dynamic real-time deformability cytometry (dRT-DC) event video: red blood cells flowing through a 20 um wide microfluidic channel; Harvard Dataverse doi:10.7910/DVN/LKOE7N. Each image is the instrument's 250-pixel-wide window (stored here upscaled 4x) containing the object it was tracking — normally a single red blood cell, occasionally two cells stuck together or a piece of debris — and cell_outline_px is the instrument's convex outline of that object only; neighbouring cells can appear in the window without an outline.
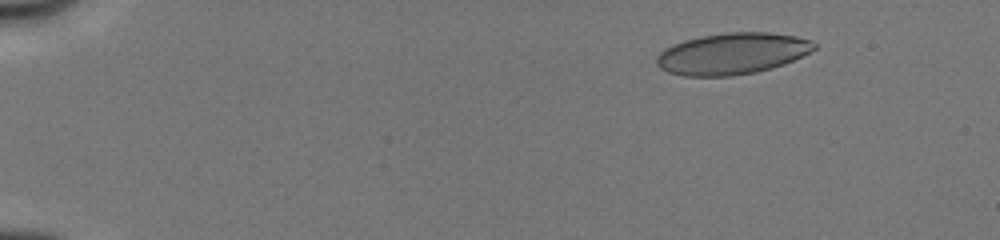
{"species": "human", "species_latin": "Homo sapiens", "temperature_condition": "cold", "stored_images_in_passage": 19, "camera_frame_rate_fps": 3000, "um_per_image_px": 0.085, "donor": {"sex": "male"}, "frame": {"image": 1, "passage_image": 6, "time_ms": 2.0, "image_size_px": [1000, 240], "cell_outline_px": [[816, 48], [812, 52], [784, 64], [772, 68], [756, 72], [732, 76], [684, 76], [668, 72], [660, 68], [656, 64], [656, 56], [664, 48], [672, 44], [684, 40], [700, 36], [728, 32], [768, 32], [796, 36], [812, 40], [816, 44]], "centroid_in_image_um": [62.24, 4.56], "position_along_channel_um": 22.8, "area_um2": 38.38}}
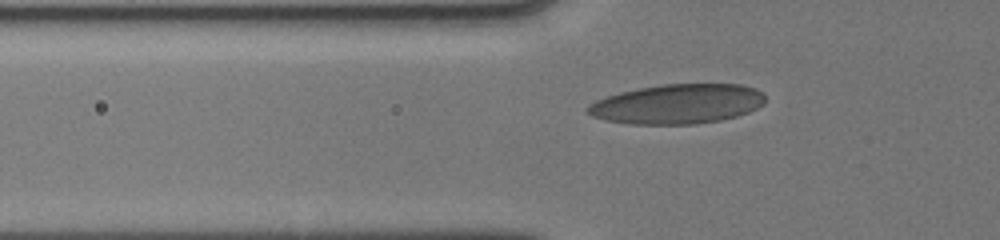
{"frame": {"image": 2, "passage_image": 17, "time_ms": 6.0, "image_size_px": [1000, 240], "cell_outline_px": [[764, 104], [748, 112], [736, 116], [720, 120], [696, 124], [628, 124], [608, 120], [592, 116], [584, 112], [584, 108], [588, 104], [596, 100], [620, 92], [660, 84], [740, 84], [756, 88], [764, 92]], "centroid_in_image_um": [57.57, 8.83], "position_along_channel_um": 68.2, "area_um2": 41.21}}
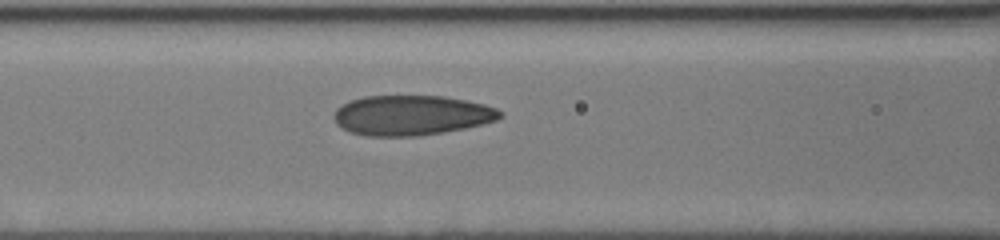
{"frame": {"image": 3, "passage_image": 19, "time_ms": 7.667, "image_size_px": [1000, 240], "cell_outline_px": [[504, 112], [496, 120], [484, 124], [444, 132], [420, 136], [368, 136], [348, 132], [340, 128], [336, 124], [332, 116], [336, 108], [348, 100], [364, 96], [444, 96], [484, 104], [496, 108]], "centroid_in_image_um": [34.92, 9.8], "position_along_channel_um": 131.7, "area_um2": 39.07}}